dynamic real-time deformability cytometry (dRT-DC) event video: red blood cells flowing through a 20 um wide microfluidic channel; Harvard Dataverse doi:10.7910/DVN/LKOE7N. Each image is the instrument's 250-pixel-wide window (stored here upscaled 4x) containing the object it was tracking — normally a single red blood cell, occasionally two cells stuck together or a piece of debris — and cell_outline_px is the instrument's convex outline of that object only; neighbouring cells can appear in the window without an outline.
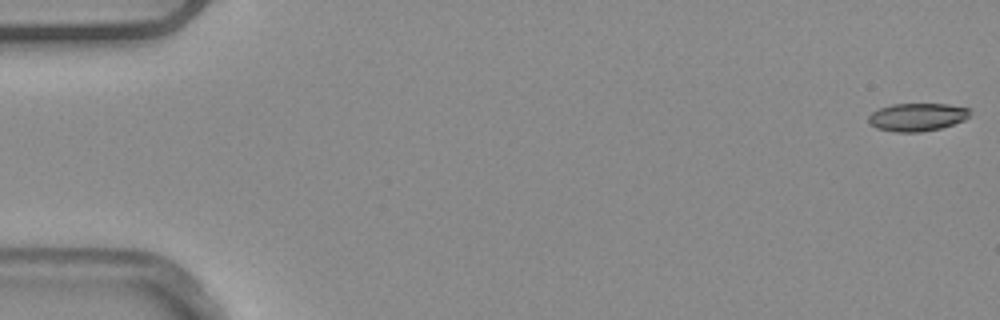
{"species": "common noctule bat (a hibernating species)", "species_latin": "Nyctalus noctula", "temperature_condition": "warm", "stored_images_in_passage": 53, "camera_frame_rate_fps": 3000, "um_per_image_px": 0.085, "animal": {"sex": "male", "body_mass_g": 20.4}, "frame": {"image": 1, "passage_image": 1, "time_ms": 0.0, "image_size_px": [1000, 320], "cell_outline_px": [[972, 108], [968, 116], [964, 120], [940, 128], [920, 132], [892, 132], [876, 128], [868, 124], [868, 116], [872, 112], [880, 108], [892, 104], [948, 104]], "centroid_in_image_um": [77.93, 9.95], "position_along_channel_um": 7.1, "area_um2": 16.65}}
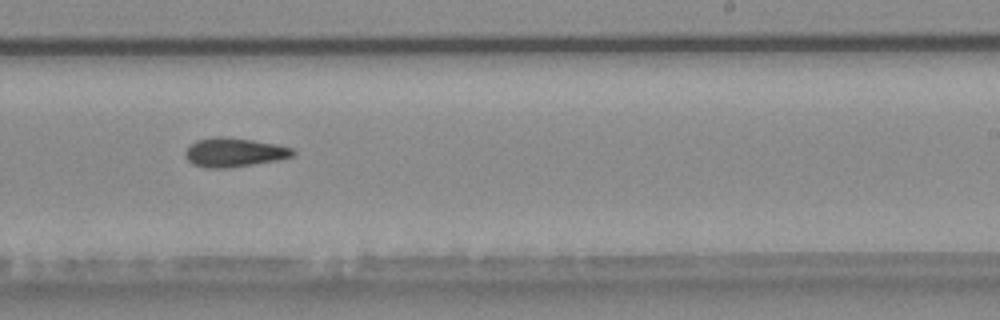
{"frame": {"image": 2, "passage_image": 33, "time_ms": 10.667, "image_size_px": [1000, 320], "cell_outline_px": [[296, 152], [292, 156], [276, 160], [228, 168], [204, 168], [192, 164], [184, 156], [184, 152], [196, 140], [212, 136], [224, 136], [252, 140], [276, 144], [292, 148]], "centroid_in_image_um": [19.86, 12.94], "position_along_channel_um": 269.1, "area_um2": 18.21}}
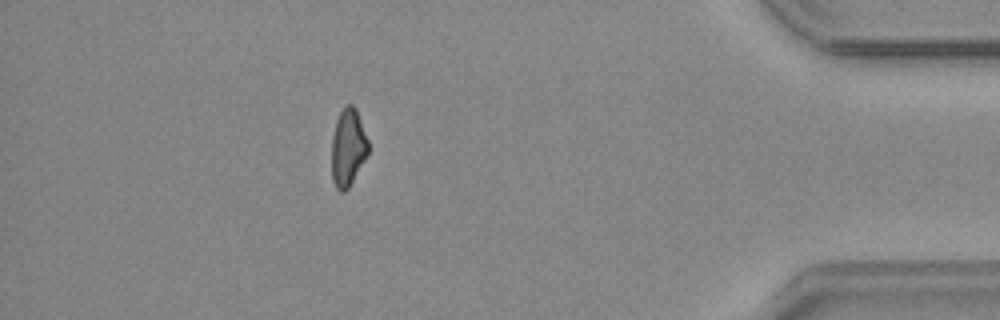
{"frame": {"image": 3, "passage_image": 47, "time_ms": 15.333, "image_size_px": [1000, 320], "cell_outline_px": [[368, 152], [364, 160], [348, 188], [344, 192], [340, 192], [336, 188], [332, 180], [332, 136], [336, 120], [344, 104], [352, 104], [356, 108], [368, 140]], "centroid_in_image_um": [29.56, 12.51], "position_along_channel_um": 405.6, "area_um2": 16.47}, "authors_computed_cell_mechanics": {"area_um2": 17.4556, "velocity_mm_per_s": 3.9094, "shape_relaxation_time_tau1_ms": null, "shape_relaxation_time_tau2_ms": 9.4057, "deformation_change_tau1": null, "deformation_change_tau2": 0.2142}}